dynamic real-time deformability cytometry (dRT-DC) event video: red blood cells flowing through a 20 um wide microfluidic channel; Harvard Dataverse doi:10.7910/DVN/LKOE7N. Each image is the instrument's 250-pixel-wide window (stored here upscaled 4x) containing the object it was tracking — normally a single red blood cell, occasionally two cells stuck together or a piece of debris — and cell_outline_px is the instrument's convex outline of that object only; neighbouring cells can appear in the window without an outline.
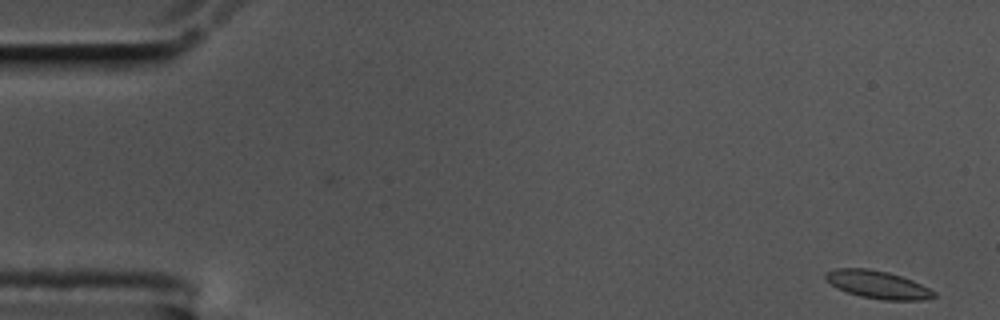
{"species": "common noctule bat (a hibernating species)", "species_latin": "Nyctalus noctula", "temperature_condition": "cold", "stored_images_in_passage": 57, "camera_frame_rate_fps": 3000, "um_per_image_px": 0.085, "animal": {"sex": "male", "body_mass_g": 17.5, "forearm_length_mm": 52.3}, "frame": {"image": 1, "passage_image": 1, "time_ms": 0.0, "image_size_px": [1000, 320], "cell_outline_px": [[936, 296], [924, 300], [884, 300], [860, 296], [836, 288], [824, 276], [824, 272], [836, 268], [868, 268], [888, 272], [912, 280], [936, 292]], "centroid_in_image_um": [74.6, 24.19], "position_along_channel_um": 10.4, "area_um2": 17.46}}
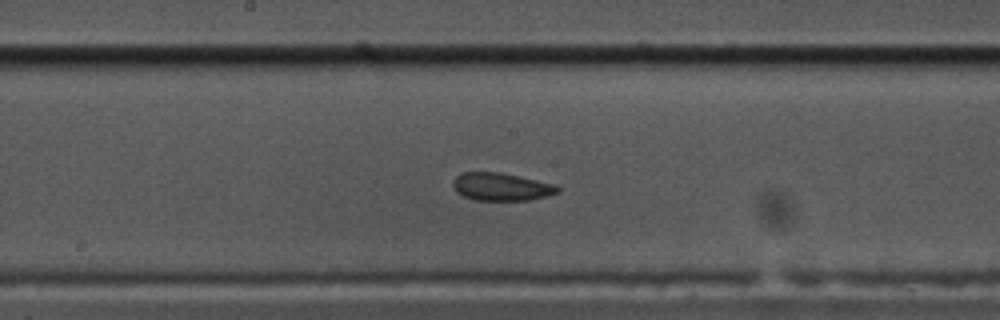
{"frame": {"image": 2, "passage_image": 29, "time_ms": 9.333, "image_size_px": [1000, 320], "cell_outline_px": [[560, 192], [548, 196], [532, 200], [476, 200], [464, 196], [456, 192], [452, 184], [456, 176], [464, 172], [500, 172], [556, 184], [560, 188]], "centroid_in_image_um": [42.65, 15.88], "position_along_channel_um": 205.6, "area_um2": 17.05}}
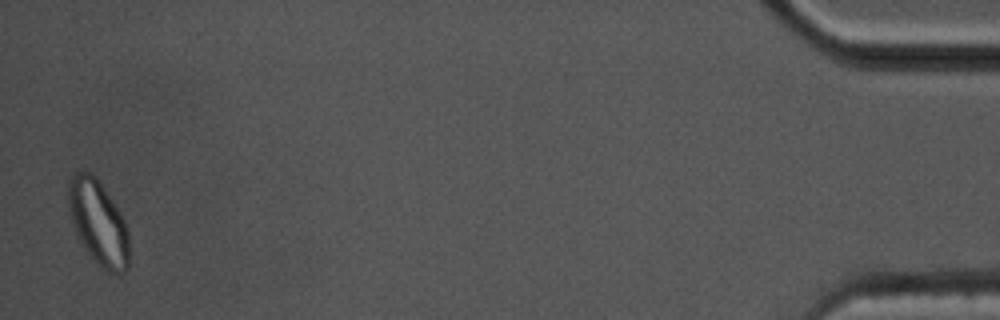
{"frame": {"image": 3, "passage_image": 56, "time_ms": 18.333, "image_size_px": [1000, 320], "cell_outline_px": [[128, 268], [124, 272], [116, 276], [100, 268], [96, 264], [80, 244], [76, 236], [68, 212], [68, 184], [72, 176], [76, 172], [92, 172], [96, 176], [120, 212], [128, 228]], "centroid_in_image_um": [8.34, 18.97], "position_along_channel_um": 426.9, "area_um2": 30.52}, "authors_computed_cell_mechanics": {"area_um2": 17.5712, "velocity_mm_per_s": 3.4618, "shape_relaxation_time_tau1_ms": null, "shape_relaxation_time_tau2_ms": 2.7003, "deformation_change_tau1": null, "deformation_change_tau2": 0.076}}